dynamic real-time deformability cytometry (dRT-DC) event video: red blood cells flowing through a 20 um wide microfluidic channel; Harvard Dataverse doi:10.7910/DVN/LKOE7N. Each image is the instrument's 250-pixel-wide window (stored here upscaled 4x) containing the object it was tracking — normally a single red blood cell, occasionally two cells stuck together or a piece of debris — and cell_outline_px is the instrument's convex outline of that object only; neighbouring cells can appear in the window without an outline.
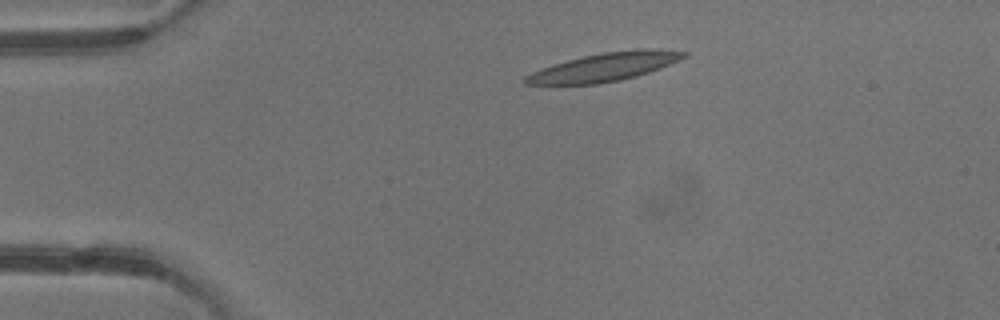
{"species": "common noctule bat (a hibernating species)", "species_latin": "Nyctalus noctula", "temperature_condition": "warm", "stored_images_in_passage": 2, "camera_frame_rate_fps": 3000, "um_per_image_px": 0.085, "animal": {"sex": "male", "body_mass_g": 13.3}, "frame": {"image": 1, "passage_image": 1, "time_ms": 0.0, "image_size_px": [1000, 320], "cell_outline_px": [[688, 56], [680, 60], [660, 68], [636, 76], [620, 80], [596, 84], [524, 84], [524, 76], [532, 72], [552, 64], [584, 56], [604, 52], [640, 48], [644, 48], [688, 52]], "centroid_in_image_um": [51.4, 5.69], "position_along_channel_um": 33.6, "area_um2": 25.95}}